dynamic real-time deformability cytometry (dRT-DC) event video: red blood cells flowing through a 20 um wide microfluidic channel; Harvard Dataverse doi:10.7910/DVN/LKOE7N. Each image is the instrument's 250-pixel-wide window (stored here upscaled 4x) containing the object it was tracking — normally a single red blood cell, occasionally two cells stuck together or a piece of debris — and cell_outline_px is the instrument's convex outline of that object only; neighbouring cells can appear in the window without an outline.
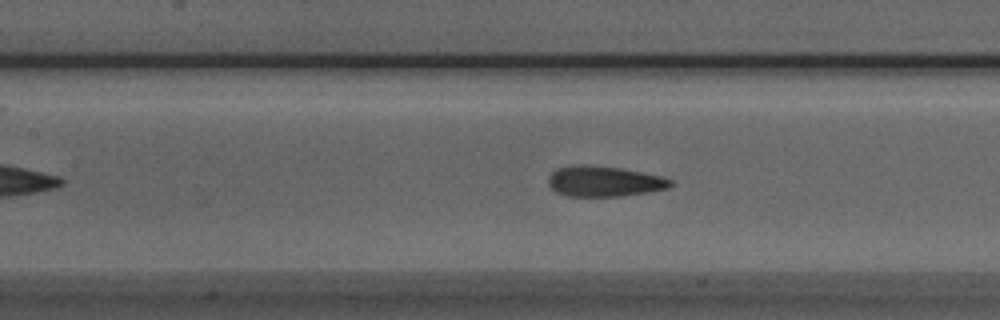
{"species": "Egyptian fruit bat (a non-hibernating species)", "species_latin": "Rousettus aegyptiacus", "temperature_condition": "room temperature", "stored_images_in_passage": 41, "camera_frame_rate_fps": 3000, "um_per_image_px": 0.085, "animal": {"sex": "male"}, "frame": {"image": 1, "passage_image": 16, "time_ms": 5.0, "image_size_px": [1000, 320], "cell_outline_px": [[676, 184], [668, 188], [648, 192], [620, 196], [568, 196], [556, 192], [548, 184], [548, 176], [556, 168], [572, 164], [584, 164], [620, 168], [664, 176], [672, 180]], "centroid_in_image_um": [51.36, 15.4], "position_along_channel_um": 156.0, "area_um2": 22.02}}
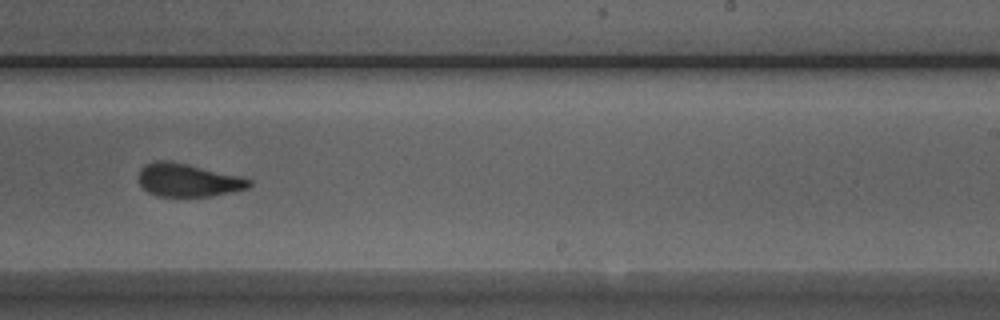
{"frame": {"image": 2, "passage_image": 25, "time_ms": 8.0, "image_size_px": [1000, 320], "cell_outline_px": [[252, 184], [248, 188], [208, 196], [160, 196], [148, 192], [140, 184], [140, 168], [144, 164], [152, 160], [168, 160], [188, 164], [240, 176], [252, 180]], "centroid_in_image_um": [15.96, 15.29], "position_along_channel_um": 273.0, "area_um2": 21.15}}
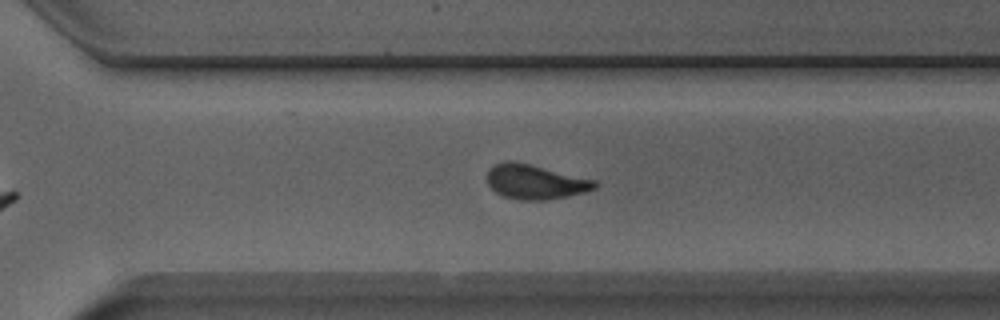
{"frame": {"image": 3, "passage_image": 29, "time_ms": 9.333, "image_size_px": [1000, 320], "cell_outline_px": [[600, 184], [596, 188], [584, 192], [568, 196], [544, 200], [520, 200], [504, 196], [496, 192], [488, 184], [488, 168], [496, 164], [508, 160], [512, 160], [596, 180]], "centroid_in_image_um": [45.51, 15.46], "position_along_channel_um": 325.1, "area_um2": 21.56}, "authors_computed_cell_mechanics": {"area_um2": 22.1374, "velocity_mm_per_s": 3.9121, "shape_relaxation_time_tau1_ms": 5.3345, "shape_relaxation_time_tau2_ms": 1.2615, "deformation_change_tau1": 0.1597, "deformation_change_tau2": 0.0608}}